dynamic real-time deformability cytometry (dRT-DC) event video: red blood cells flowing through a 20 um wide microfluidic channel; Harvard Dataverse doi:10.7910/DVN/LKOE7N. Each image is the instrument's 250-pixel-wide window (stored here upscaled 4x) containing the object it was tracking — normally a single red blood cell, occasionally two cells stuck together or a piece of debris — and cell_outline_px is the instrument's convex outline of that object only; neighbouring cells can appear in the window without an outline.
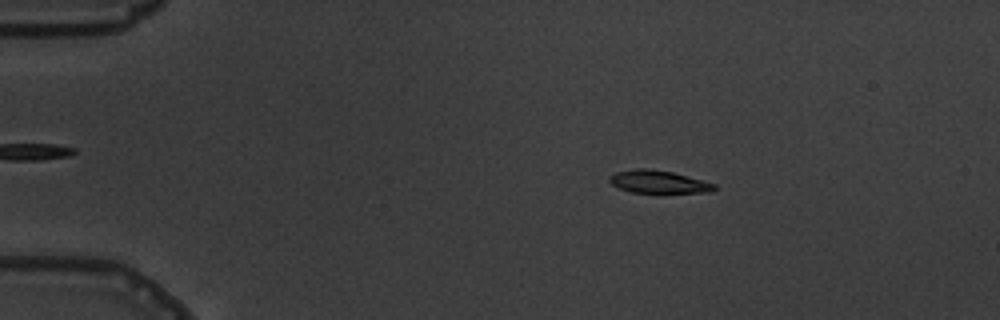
{"species": "common noctule bat (a hibernating species)", "species_latin": "Nyctalus noctula", "temperature_condition": "warm", "stored_images_in_passage": 6, "camera_frame_rate_fps": 3000, "um_per_image_px": 0.085, "animal": {"sex": "male", "body_mass_g": 19.5, "forearm_length_mm": 54.6}, "frame": {"image": 1, "passage_image": 3, "time_ms": 2.333, "image_size_px": [1000, 320], "cell_outline_px": [[716, 188], [708, 192], [660, 196], [632, 192], [620, 188], [612, 184], [608, 180], [616, 172], [636, 168], [648, 168], [672, 172], [716, 184]], "centroid_in_image_um": [56.01, 15.52], "position_along_channel_um": 29.0, "area_um2": 14.62}}